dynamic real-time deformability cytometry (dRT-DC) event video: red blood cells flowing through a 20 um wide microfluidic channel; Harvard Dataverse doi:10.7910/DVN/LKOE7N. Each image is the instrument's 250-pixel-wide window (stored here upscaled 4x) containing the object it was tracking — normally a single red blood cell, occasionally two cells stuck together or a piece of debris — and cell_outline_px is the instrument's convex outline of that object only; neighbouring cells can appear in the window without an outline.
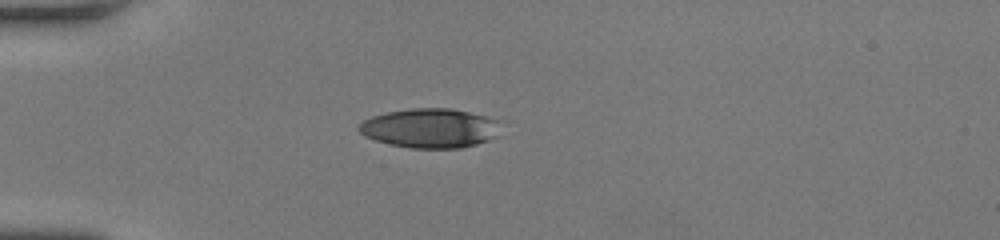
{"species": "human", "species_latin": "Homo sapiens", "temperature_condition": "room temperature", "stored_images_in_passage": 41, "camera_frame_rate_fps": 3000, "um_per_image_px": 0.085, "donor": {"sex": "female"}, "frame": {"image": 1, "passage_image": 6, "time_ms": 1.667, "image_size_px": [1000, 240], "cell_outline_px": [[500, 136], [476, 144], [460, 148], [412, 148], [392, 144], [376, 140], [364, 136], [356, 128], [364, 120], [372, 116], [388, 112], [412, 108], [452, 108], [500, 120]], "centroid_in_image_um": [36.6, 10.89], "position_along_channel_um": 48.4, "area_um2": 32.6}}
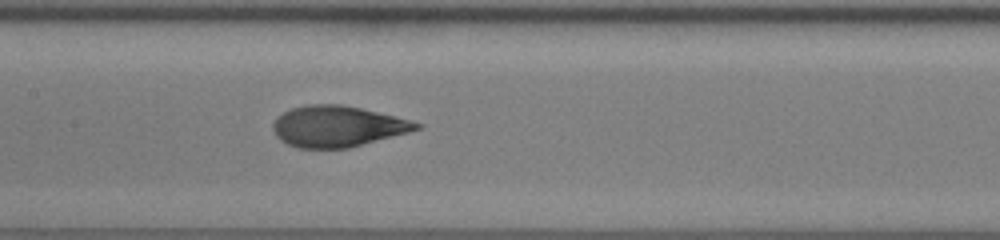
{"frame": {"image": 2, "passage_image": 17, "time_ms": 5.333, "image_size_px": [1000, 240], "cell_outline_px": [[424, 128], [348, 148], [296, 148], [280, 140], [276, 136], [272, 128], [272, 124], [276, 116], [292, 108], [308, 104], [340, 104], [360, 108], [412, 120], [424, 124]], "centroid_in_image_um": [28.69, 10.74], "position_along_channel_um": 178.7, "area_um2": 34.39}}
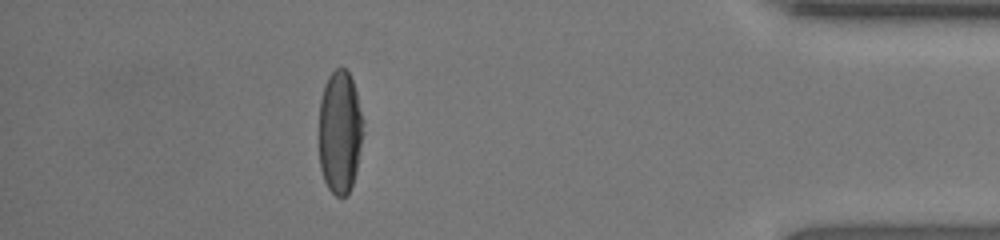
{"frame": {"image": 3, "passage_image": 36, "time_ms": 11.667, "image_size_px": [1000, 240], "cell_outline_px": [[364, 132], [356, 172], [352, 184], [348, 192], [344, 196], [336, 196], [328, 188], [324, 180], [320, 168], [320, 100], [324, 84], [328, 76], [340, 64], [348, 72], [352, 80], [356, 92], [364, 120]], "centroid_in_image_um": [28.91, 11.19], "position_along_channel_um": 406.3, "area_um2": 31.96}, "authors_computed_cell_mechanics": {"area_um2": 34.3332, "velocity_mm_per_s": 4.2512, "shape_relaxation_time_tau1_ms": 4.672, "shape_relaxation_time_tau2_ms": 0.7719, "deformation_change_tau1": 0.234, "deformation_change_tau2": 0.0663}}